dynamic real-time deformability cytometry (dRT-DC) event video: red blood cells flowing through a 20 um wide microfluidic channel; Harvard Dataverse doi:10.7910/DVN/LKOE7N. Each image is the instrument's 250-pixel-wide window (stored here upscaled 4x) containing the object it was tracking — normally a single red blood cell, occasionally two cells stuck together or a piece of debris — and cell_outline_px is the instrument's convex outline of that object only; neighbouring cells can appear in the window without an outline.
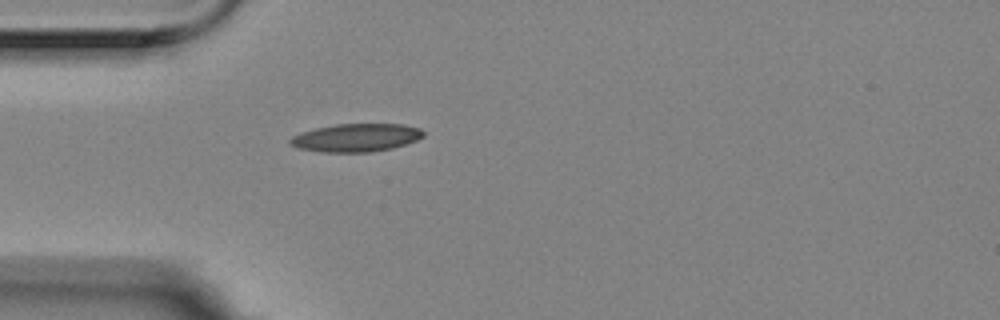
{"species": "Egyptian fruit bat (a non-hibernating species)", "species_latin": "Rousettus aegyptiacus", "temperature_condition": "room temperature", "stored_images_in_passage": 1, "camera_frame_rate_fps": 3000, "um_per_image_px": 0.085, "animal": {"sex": "female"}, "frame": {"image": 1, "passage_image": 1, "time_ms": 0.0, "image_size_px": [1000, 320], "cell_outline_px": [[424, 136], [416, 140], [392, 148], [372, 152], [320, 152], [300, 148], [288, 144], [288, 140], [292, 136], [300, 132], [316, 128], [336, 124], [404, 124], [420, 128], [424, 132]], "centroid_in_image_um": [30.25, 11.7], "position_along_channel_um": 54.8, "area_um2": 21.85}}